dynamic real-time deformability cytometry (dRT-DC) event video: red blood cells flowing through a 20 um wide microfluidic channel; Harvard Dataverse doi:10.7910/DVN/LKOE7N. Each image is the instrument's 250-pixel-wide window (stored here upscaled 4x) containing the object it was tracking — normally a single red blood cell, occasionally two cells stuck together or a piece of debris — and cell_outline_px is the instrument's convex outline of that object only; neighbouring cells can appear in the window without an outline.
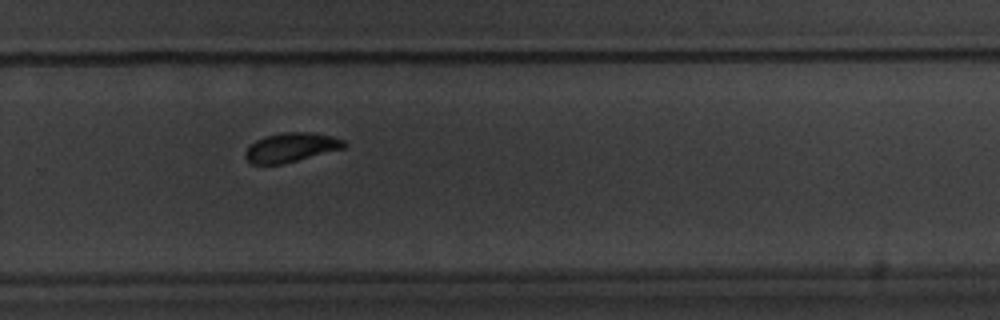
{"species": "common noctule bat (a hibernating species)", "species_latin": "Nyctalus noctula", "temperature_condition": "warm", "stored_images_in_passage": 8, "camera_frame_rate_fps": 3000, "um_per_image_px": 0.085, "animal": {"sex": "male", "body_mass_g": 20.1, "forearm_length_mm": 53.5}, "frame": {"image": 1, "passage_image": 7, "time_ms": 7.0, "image_size_px": [1000, 320], "cell_outline_px": [[348, 144], [344, 148], [280, 164], [252, 164], [244, 156], [244, 152], [256, 140], [264, 136], [284, 132], [308, 132], [332, 136], [344, 140]], "centroid_in_image_um": [24.74, 12.52], "position_along_channel_um": 305.1, "area_um2": 16.59}}
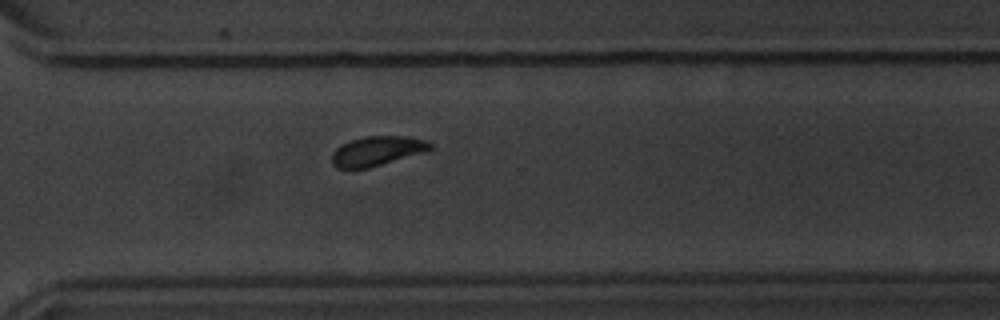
{"frame": {"image": 2, "passage_image": 8, "time_ms": 8.0, "image_size_px": [1000, 320], "cell_outline_px": [[432, 148], [428, 152], [368, 168], [336, 168], [332, 164], [332, 152], [340, 144], [364, 136], [408, 136], [428, 140], [432, 144]], "centroid_in_image_um": [32.09, 12.83], "position_along_channel_um": 338.5, "area_um2": 17.22}}